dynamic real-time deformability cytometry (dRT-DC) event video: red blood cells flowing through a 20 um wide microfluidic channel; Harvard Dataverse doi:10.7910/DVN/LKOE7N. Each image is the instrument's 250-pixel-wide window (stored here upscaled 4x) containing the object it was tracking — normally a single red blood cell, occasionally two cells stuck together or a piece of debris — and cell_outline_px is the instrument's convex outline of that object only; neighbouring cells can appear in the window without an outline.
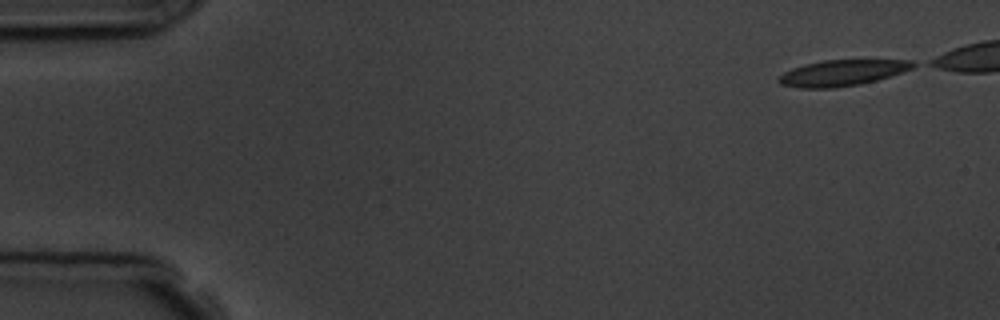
{"species": "common noctule bat (a hibernating species)", "species_latin": "Nyctalus noctula", "temperature_condition": "room temperature", "stored_images_in_passage": 7, "camera_frame_rate_fps": 3000, "um_per_image_px": 0.085, "animal": {"sex": "male", "body_mass_g": 19.5, "forearm_length_mm": 54.6}, "frame": {"image": 1, "passage_image": 1, "time_ms": 0.0, "image_size_px": [1000, 320], "cell_outline_px": [[920, 64], [912, 68], [876, 80], [860, 84], [832, 88], [800, 88], [780, 84], [776, 80], [776, 76], [792, 68], [804, 64], [824, 60], [912, 60]], "centroid_in_image_um": [71.54, 6.19], "position_along_channel_um": 13.5, "area_um2": 20.35}}
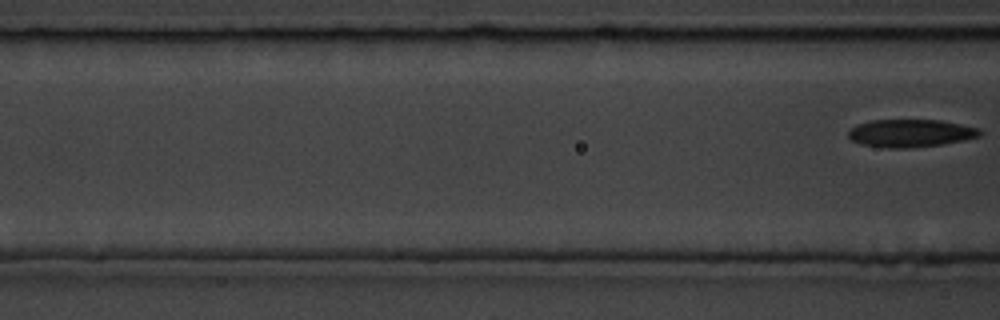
{"frame": {"image": 2, "passage_image": 7, "time_ms": 7.667, "image_size_px": [1000, 320], "cell_outline_px": [[984, 132], [980, 136], [964, 140], [940, 144], [908, 148], [888, 148], [864, 144], [852, 140], [848, 136], [848, 132], [856, 124], [872, 120], [940, 120], [980, 128]], "centroid_in_image_um": [77.43, 11.31], "position_along_channel_um": 89.2, "area_um2": 21.15}}